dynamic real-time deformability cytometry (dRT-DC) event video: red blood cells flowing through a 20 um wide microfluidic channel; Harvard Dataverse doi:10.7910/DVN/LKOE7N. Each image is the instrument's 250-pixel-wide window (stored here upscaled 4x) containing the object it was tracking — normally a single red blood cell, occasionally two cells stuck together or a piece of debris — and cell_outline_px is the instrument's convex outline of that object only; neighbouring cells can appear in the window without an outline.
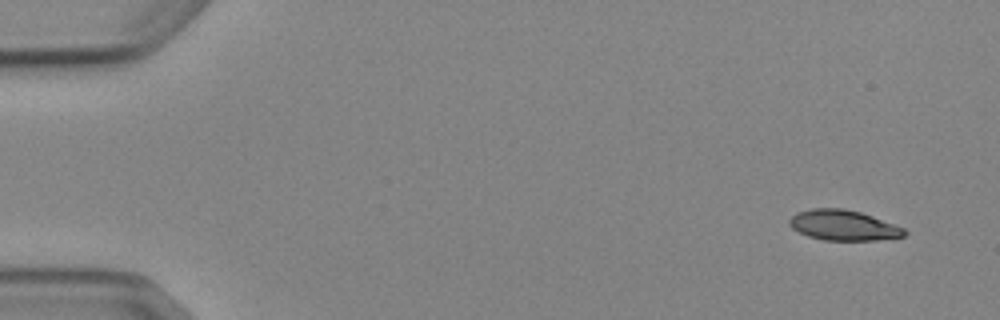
{"species": "Egyptian fruit bat (a non-hibernating species)", "species_latin": "Rousettus aegyptiacus", "temperature_condition": "cold", "stored_images_in_passage": 4, "camera_frame_rate_fps": 3000, "um_per_image_px": 0.085, "animal": {"sex": "female"}, "frame": {"image": 1, "passage_image": 1, "time_ms": 0.0, "image_size_px": [1000, 320], "cell_outline_px": [[908, 232], [904, 236], [876, 240], [824, 240], [808, 236], [792, 228], [788, 224], [788, 220], [796, 212], [812, 208], [844, 208], [860, 212], [872, 216], [904, 228]], "centroid_in_image_um": [71.66, 19.14], "position_along_channel_um": 13.3, "area_um2": 20.29}}
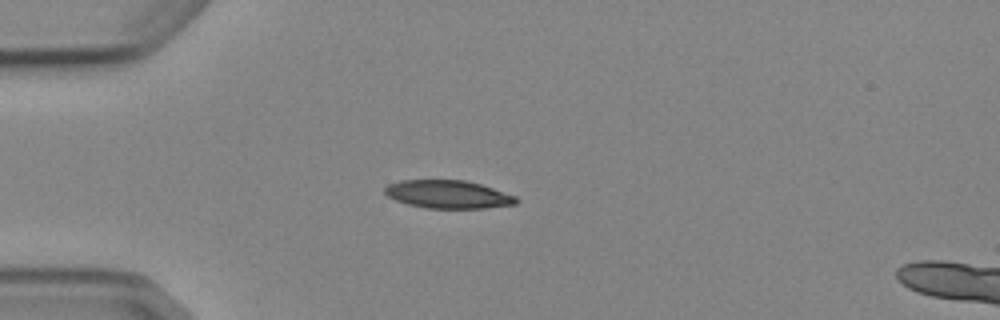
{"frame": {"image": 2, "passage_image": 4, "time_ms": 3.667, "image_size_px": [1000, 320], "cell_outline_px": [[520, 200], [516, 204], [484, 208], [428, 208], [408, 204], [396, 200], [388, 196], [384, 192], [384, 188], [388, 184], [400, 180], [464, 180], [480, 184], [516, 196]], "centroid_in_image_um": [38.09, 16.52], "position_along_channel_um": 46.9, "area_um2": 21.39}}